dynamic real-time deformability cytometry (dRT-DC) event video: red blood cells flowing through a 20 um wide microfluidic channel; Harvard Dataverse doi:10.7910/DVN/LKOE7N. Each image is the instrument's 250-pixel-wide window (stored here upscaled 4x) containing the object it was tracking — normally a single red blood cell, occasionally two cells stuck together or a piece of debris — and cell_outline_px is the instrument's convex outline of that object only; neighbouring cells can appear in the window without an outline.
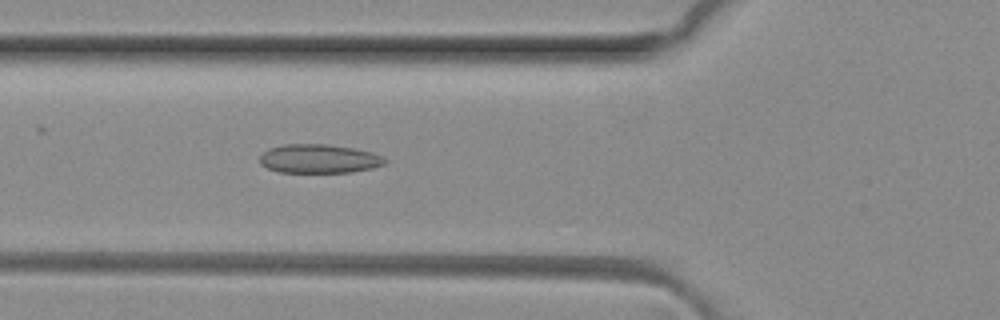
{"species": "common noctule bat (a hibernating species)", "species_latin": "Nyctalus noctula", "temperature_condition": "room temperature", "stored_images_in_passage": 5, "camera_frame_rate_fps": 3000, "um_per_image_px": 0.085, "animal": {"sex": "female", "body_mass_g": 29.2, "forearm_length_mm": 56.3}, "frame": {"image": 1, "passage_image": 5, "time_ms": 1.333, "image_size_px": [1000, 320], "cell_outline_px": [[388, 160], [384, 164], [372, 168], [352, 172], [276, 172], [260, 164], [260, 156], [268, 148], [284, 144], [324, 144], [352, 148], [372, 152]], "centroid_in_image_um": [27.09, 13.49], "position_along_channel_um": 98.7, "area_um2": 20.98}}